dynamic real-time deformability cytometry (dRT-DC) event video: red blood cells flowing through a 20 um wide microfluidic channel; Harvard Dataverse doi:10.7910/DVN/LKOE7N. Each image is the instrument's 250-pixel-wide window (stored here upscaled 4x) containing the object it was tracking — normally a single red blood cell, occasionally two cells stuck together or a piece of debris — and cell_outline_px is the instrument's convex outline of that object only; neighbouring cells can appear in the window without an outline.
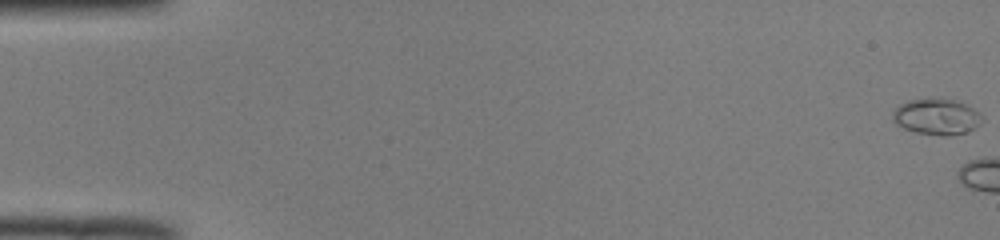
{"species": "common noctule bat (a hibernating species)", "species_latin": "Nyctalus noctula", "temperature_condition": "room temperature", "stored_images_in_passage": 5, "camera_frame_rate_fps": 3000, "um_per_image_px": 0.085, "animal": {"sex": "male", "body_mass_g": 19.0, "forearm_length_mm": 50.8}, "frame": {"image": 1, "passage_image": 1, "time_ms": 0.0, "image_size_px": [1000, 240], "cell_outline_px": [[984, 120], [980, 124], [964, 132], [952, 136], [940, 136], [916, 132], [904, 128], [896, 124], [892, 120], [892, 116], [896, 108], [900, 104], [908, 100], [956, 100], [980, 112], [984, 116]], "centroid_in_image_um": [79.63, 9.95], "position_along_channel_um": 5.4, "area_um2": 18.5}}